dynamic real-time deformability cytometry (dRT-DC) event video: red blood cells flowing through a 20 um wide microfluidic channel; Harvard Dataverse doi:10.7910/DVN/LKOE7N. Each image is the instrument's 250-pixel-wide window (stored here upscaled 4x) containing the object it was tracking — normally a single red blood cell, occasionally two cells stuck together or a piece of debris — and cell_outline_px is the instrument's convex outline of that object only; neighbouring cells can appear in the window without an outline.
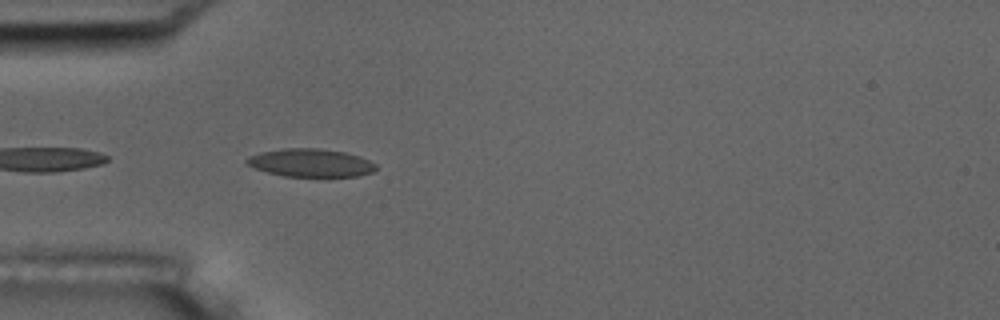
{"species": "common noctule bat (a hibernating species)", "species_latin": "Nyctalus noctula", "temperature_condition": "room temperature", "stored_images_in_passage": 6, "camera_frame_rate_fps": 3000, "um_per_image_px": 0.085, "animal": {"sex": "male", "body_mass_g": 17.5, "forearm_length_mm": 52.3}, "frame": {"image": 1, "passage_image": 2, "time_ms": 0.333, "image_size_px": [1000, 320], "cell_outline_px": [[376, 168], [372, 172], [356, 176], [284, 176], [268, 172], [244, 164], [244, 160], [248, 156], [260, 152], [284, 148], [316, 148], [344, 152], [360, 156], [376, 164]], "centroid_in_image_um": [26.36, 13.83], "position_along_channel_um": 58.6, "area_um2": 21.04}}